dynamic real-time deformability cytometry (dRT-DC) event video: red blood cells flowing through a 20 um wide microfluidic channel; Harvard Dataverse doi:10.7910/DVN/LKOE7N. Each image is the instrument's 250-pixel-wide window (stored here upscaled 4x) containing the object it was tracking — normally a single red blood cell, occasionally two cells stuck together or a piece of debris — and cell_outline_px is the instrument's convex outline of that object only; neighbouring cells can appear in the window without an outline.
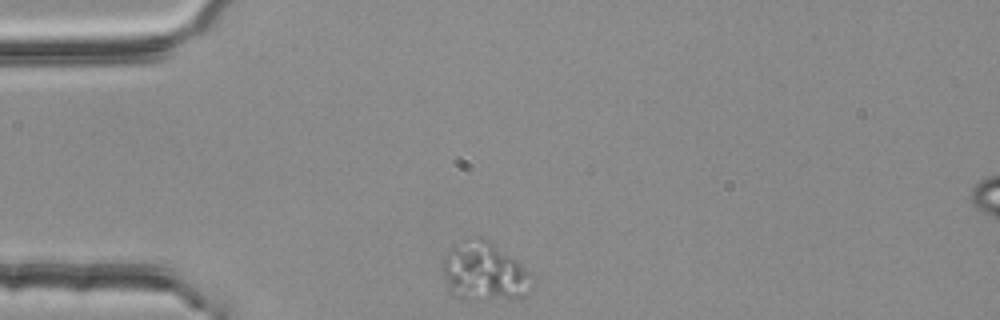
{"species": "common noctule bat (a hibernating species)", "species_latin": "Nyctalus noctula", "temperature_condition": "room temperature", "stored_images_in_passage": 36, "camera_frame_rate_fps": 3000, "um_per_image_px": 0.085, "animal": {"sex": "female", "body_mass_g": 25.1}, "frame": {"image": 1, "passage_image": 1, "time_ms": 0.0, "image_size_px": [1000, 320], "cell_outline_px": [[532, 288], [524, 296], [488, 300], [460, 300], [448, 292], [444, 276], [444, 256], [464, 236], [480, 236], [488, 240], [516, 260], [532, 272]], "centroid_in_image_um": [41.15, 23.1], "position_along_channel_um": 43.9, "area_um2": 31.04}}
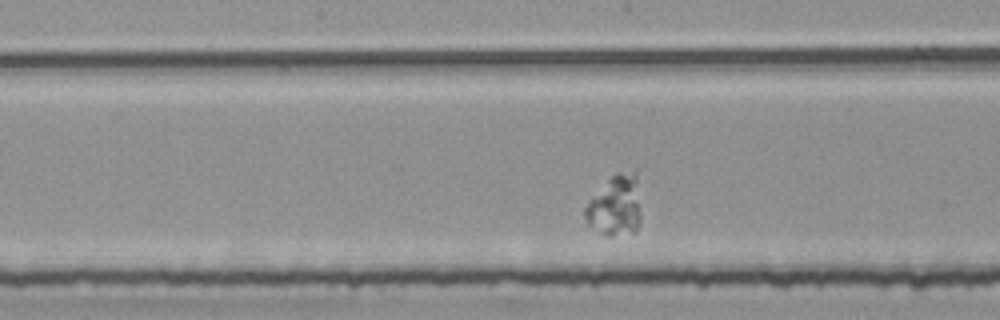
{"frame": {"image": 2, "passage_image": 16, "time_ms": 5.0, "image_size_px": [1000, 320], "cell_outline_px": [[640, 220], [636, 232], [612, 236], [608, 236], [600, 232], [588, 224], [584, 216], [584, 208], [588, 200], [616, 172], [636, 168], [640, 216]], "centroid_in_image_um": [52.31, 17.46], "position_along_channel_um": 195.9, "area_um2": 19.94}}
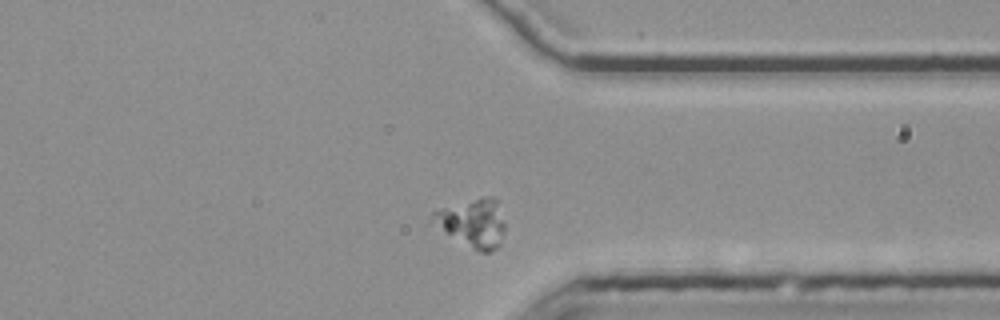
{"frame": {"image": 3, "passage_image": 31, "time_ms": 10.0, "image_size_px": [1000, 320], "cell_outline_px": [[504, 232], [500, 244], [496, 248], [488, 252], [480, 252], [472, 248], [448, 232], [432, 216], [432, 212], [444, 208], [488, 196], [492, 196], [496, 200], [504, 224]], "centroid_in_image_um": [40.3, 18.96], "position_along_channel_um": 371.1, "area_um2": 18.9}}